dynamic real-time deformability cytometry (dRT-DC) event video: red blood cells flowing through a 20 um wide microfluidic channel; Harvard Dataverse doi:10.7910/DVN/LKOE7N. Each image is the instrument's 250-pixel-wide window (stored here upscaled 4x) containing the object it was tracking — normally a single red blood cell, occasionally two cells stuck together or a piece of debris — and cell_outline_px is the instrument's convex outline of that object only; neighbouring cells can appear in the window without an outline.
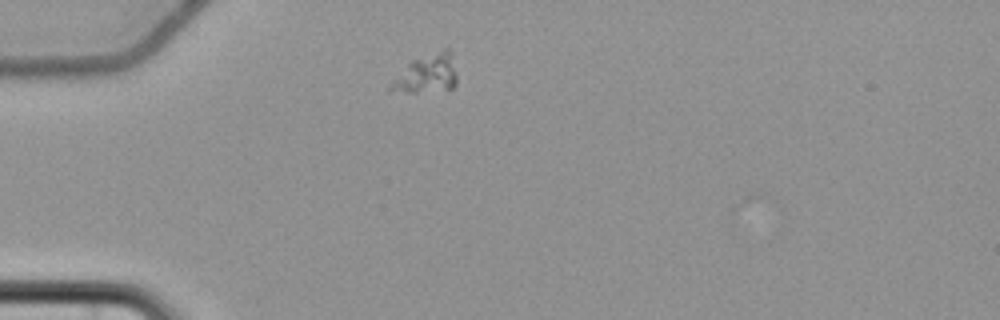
{"species": "common noctule bat (a hibernating species)", "species_latin": "Nyctalus noctula", "temperature_condition": "cold", "stored_images_in_passage": 2, "camera_frame_rate_fps": 3000, "um_per_image_px": 0.085, "animal": {"sex": "female", "body_mass_g": 22.7, "forearm_length_mm": 54.2}, "frame": {"image": 1, "passage_image": 1, "time_ms": 0.0, "image_size_px": [1000, 320], "cell_outline_px": [[456, 84], [452, 88], [416, 92], [388, 92], [388, 88], [392, 80], [412, 60], [444, 48], [448, 48], [452, 52], [456, 72]], "centroid_in_image_um": [36.28, 6.26], "position_along_channel_um": 48.7, "area_um2": 14.85}}